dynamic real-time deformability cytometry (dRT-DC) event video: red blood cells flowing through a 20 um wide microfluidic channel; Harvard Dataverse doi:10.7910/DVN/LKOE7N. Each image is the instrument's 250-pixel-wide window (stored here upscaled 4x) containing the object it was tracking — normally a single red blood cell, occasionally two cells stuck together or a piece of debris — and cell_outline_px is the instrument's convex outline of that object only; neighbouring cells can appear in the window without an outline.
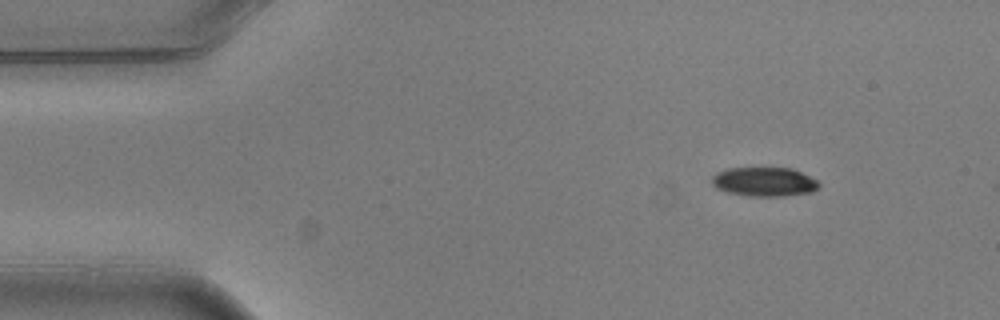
{"species": "common noctule bat (a hibernating species)", "species_latin": "Nyctalus noctula", "temperature_condition": "warm", "stored_images_in_passage": 4, "segment_of_instrument_passage": [1, 2], "camera_frame_rate_fps": 3000, "um_per_image_px": 0.085, "animal": {"sex": "male", "body_mass_g": 20.5, "forearm_length_mm": 52.5}, "frame": {"image": 1, "passage_image": 1, "time_ms": 0.0, "image_size_px": [1000, 320], "cell_outline_px": [[820, 184], [812, 192], [784, 196], [752, 196], [728, 192], [716, 188], [712, 184], [712, 176], [716, 172], [728, 168], [792, 168], [816, 180]], "centroid_in_image_um": [64.93, 15.45], "position_along_channel_um": 20.1, "area_um2": 18.03}}